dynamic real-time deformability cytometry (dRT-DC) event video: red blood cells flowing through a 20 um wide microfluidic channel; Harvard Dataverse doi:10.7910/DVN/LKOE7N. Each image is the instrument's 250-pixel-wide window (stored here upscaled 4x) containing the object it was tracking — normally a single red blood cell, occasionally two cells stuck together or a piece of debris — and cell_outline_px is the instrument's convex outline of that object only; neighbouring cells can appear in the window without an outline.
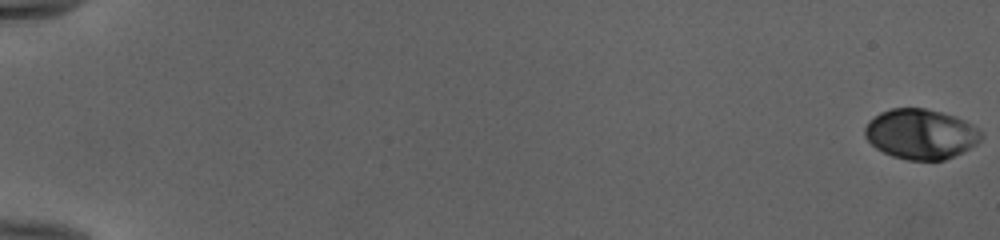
{"species": "human", "species_latin": "Homo sapiens", "temperature_condition": "cold", "stored_images_in_passage": 54, "camera_frame_rate_fps": 3000, "um_per_image_px": 0.085, "donor": {"sex": "female"}, "frame": {"image": 1, "passage_image": 1, "time_ms": 0.0, "image_size_px": [1000, 240], "cell_outline_px": [[984, 136], [976, 144], [964, 152], [944, 160], [908, 160], [892, 156], [876, 148], [864, 136], [864, 128], [868, 120], [880, 112], [892, 108], [924, 108], [956, 116], [972, 124], [984, 132]], "centroid_in_image_um": [78.28, 11.39], "position_along_channel_um": 6.7, "area_um2": 34.22}}
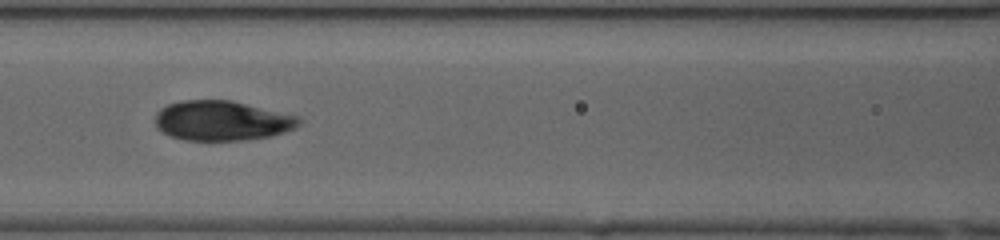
{"frame": {"image": 2, "passage_image": 27, "time_ms": 8.667, "image_size_px": [1000, 240], "cell_outline_px": [[304, 120], [296, 128], [272, 136], [244, 140], [180, 140], [164, 132], [156, 124], [156, 116], [168, 104], [184, 100], [232, 100], [300, 116]], "centroid_in_image_um": [18.97, 10.26], "position_along_channel_um": 147.6, "area_um2": 33.35}}
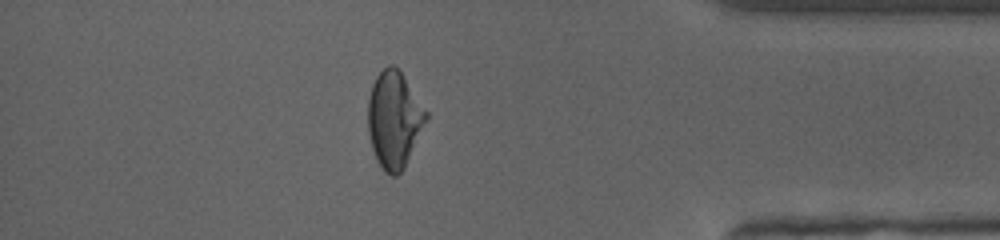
{"frame": {"image": 3, "passage_image": 48, "time_ms": 15.667, "image_size_px": [1000, 240], "cell_outline_px": [[428, 120], [404, 168], [396, 176], [392, 176], [384, 172], [376, 160], [372, 148], [368, 132], [368, 96], [372, 84], [376, 76], [388, 64], [392, 64], [404, 76], [428, 112]], "centroid_in_image_um": [33.51, 10.18], "position_along_channel_um": 401.7, "area_um2": 32.95}, "authors_computed_cell_mechanics": {"area_um2": 33.524, "velocity_mm_per_s": 3.9943, "shape_relaxation_time_tau1_ms": 4.0702, "shape_relaxation_time_tau2_ms": null, "deformation_change_tau1": 0.188, "deformation_change_tau2": null}}